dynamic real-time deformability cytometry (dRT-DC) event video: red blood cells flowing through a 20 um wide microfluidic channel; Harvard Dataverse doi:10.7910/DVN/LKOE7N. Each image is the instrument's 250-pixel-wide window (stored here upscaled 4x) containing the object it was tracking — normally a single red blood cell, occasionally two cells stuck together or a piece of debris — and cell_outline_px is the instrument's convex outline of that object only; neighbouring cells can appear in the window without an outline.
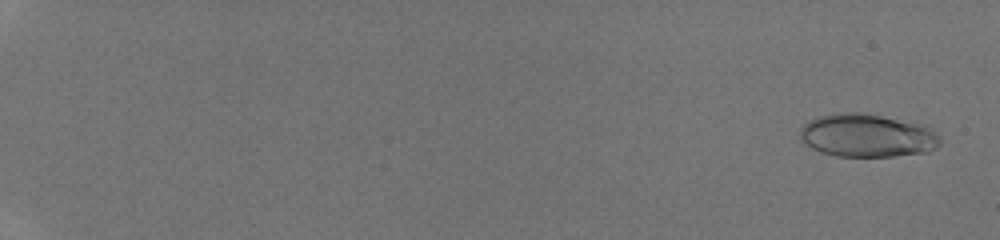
{"species": "human", "species_latin": "Homo sapiens", "temperature_condition": "room temperature", "stored_images_in_passage": 46, "camera_frame_rate_fps": 3000, "um_per_image_px": 0.085, "donor": {"sex": "male"}, "frame": {"image": 1, "passage_image": 2, "time_ms": 0.333, "image_size_px": [1000, 240], "cell_outline_px": [[940, 144], [936, 148], [928, 152], [892, 156], [836, 156], [820, 152], [804, 144], [800, 140], [800, 128], [804, 124], [820, 116], [840, 112], [852, 112], [880, 116], [928, 124], [940, 136]], "centroid_in_image_um": [73.75, 11.52], "position_along_channel_um": 11.3, "area_um2": 35.43}}
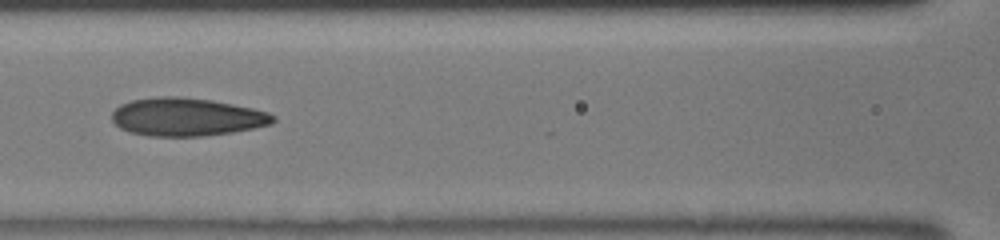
{"frame": {"image": 2, "passage_image": 25, "time_ms": 8.0, "image_size_px": [1000, 240], "cell_outline_px": [[276, 120], [272, 124], [232, 132], [204, 136], [148, 136], [132, 132], [120, 128], [112, 120], [112, 112], [120, 104], [132, 100], [156, 96], [176, 96], [212, 100], [252, 108], [268, 112], [276, 116]], "centroid_in_image_um": [15.87, 9.93], "position_along_channel_um": 150.7, "area_um2": 35.78}}
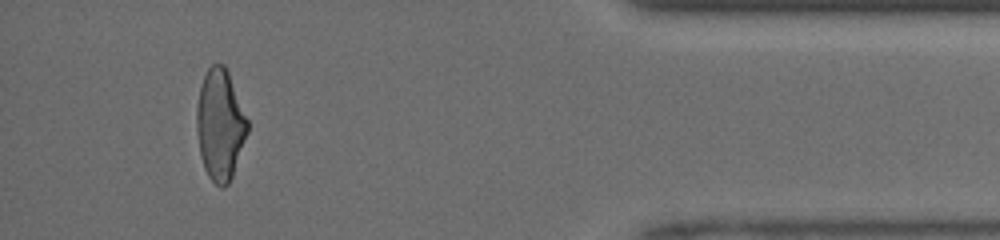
{"frame": {"image": 3, "passage_image": 44, "time_ms": 14.333, "image_size_px": [1000, 240], "cell_outline_px": [[248, 132], [232, 176], [228, 184], [224, 188], [220, 188], [208, 176], [204, 168], [200, 156], [196, 132], [196, 108], [200, 84], [208, 68], [212, 64], [224, 64], [228, 72], [248, 120]], "centroid_in_image_um": [18.69, 10.61], "position_along_channel_um": 416.5, "area_um2": 32.95}}